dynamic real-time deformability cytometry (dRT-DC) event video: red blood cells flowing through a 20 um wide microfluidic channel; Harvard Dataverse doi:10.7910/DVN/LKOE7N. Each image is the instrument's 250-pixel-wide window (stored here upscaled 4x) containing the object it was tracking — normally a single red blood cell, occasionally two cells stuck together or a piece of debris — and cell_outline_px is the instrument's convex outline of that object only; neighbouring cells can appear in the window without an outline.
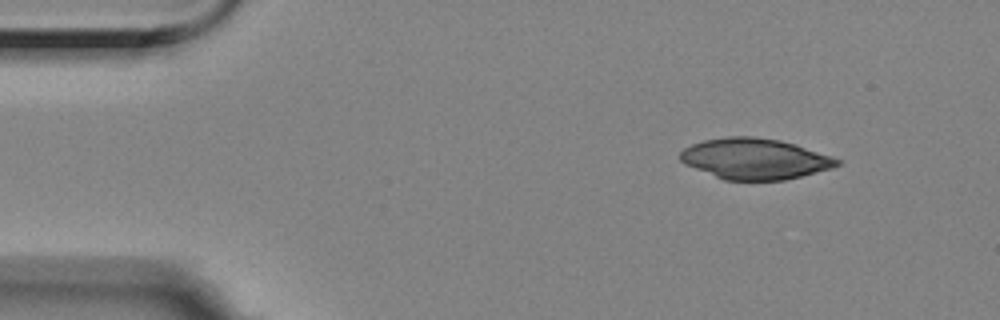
{"species": "Egyptian fruit bat (a non-hibernating species)", "species_latin": "Rousettus aegyptiacus", "temperature_condition": "room temperature", "stored_images_in_passage": 27, "camera_frame_rate_fps": 3000, "um_per_image_px": 0.085, "animal": {"sex": "female"}, "frame": {"image": 1, "passage_image": 1, "time_ms": 0.0, "image_size_px": [1000, 320], "cell_outline_px": [[840, 164], [832, 168], [784, 180], [724, 180], [684, 164], [680, 160], [680, 152], [684, 148], [692, 144], [704, 140], [728, 136], [752, 136], [780, 140], [796, 144], [832, 156], [840, 160]], "centroid_in_image_um": [64.15, 13.49], "position_along_channel_um": 20.8, "area_um2": 37.28}}